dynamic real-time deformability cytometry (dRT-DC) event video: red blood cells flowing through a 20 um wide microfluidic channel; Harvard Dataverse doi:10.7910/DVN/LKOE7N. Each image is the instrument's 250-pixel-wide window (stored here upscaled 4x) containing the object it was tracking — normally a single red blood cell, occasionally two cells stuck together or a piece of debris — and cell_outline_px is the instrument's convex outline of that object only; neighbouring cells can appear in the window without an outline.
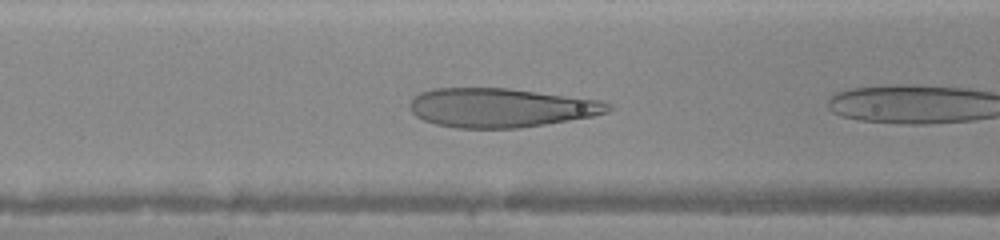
{"species": "human", "species_latin": "Homo sapiens", "temperature_condition": "warm", "stored_images_in_passage": 4, "camera_frame_rate_fps": 3000, "um_per_image_px": 0.085, "donor": {"sex": "female"}, "frame": {"image": 1, "passage_image": 3, "time_ms": 0.667, "image_size_px": [1000, 240], "cell_outline_px": [[616, 108], [608, 112], [592, 116], [520, 128], [456, 128], [436, 124], [424, 120], [416, 116], [412, 112], [408, 104], [420, 92], [432, 88], [508, 88], [600, 100], [612, 104]], "centroid_in_image_um": [42.58, 9.15], "position_along_channel_um": 124.0, "area_um2": 45.2}}